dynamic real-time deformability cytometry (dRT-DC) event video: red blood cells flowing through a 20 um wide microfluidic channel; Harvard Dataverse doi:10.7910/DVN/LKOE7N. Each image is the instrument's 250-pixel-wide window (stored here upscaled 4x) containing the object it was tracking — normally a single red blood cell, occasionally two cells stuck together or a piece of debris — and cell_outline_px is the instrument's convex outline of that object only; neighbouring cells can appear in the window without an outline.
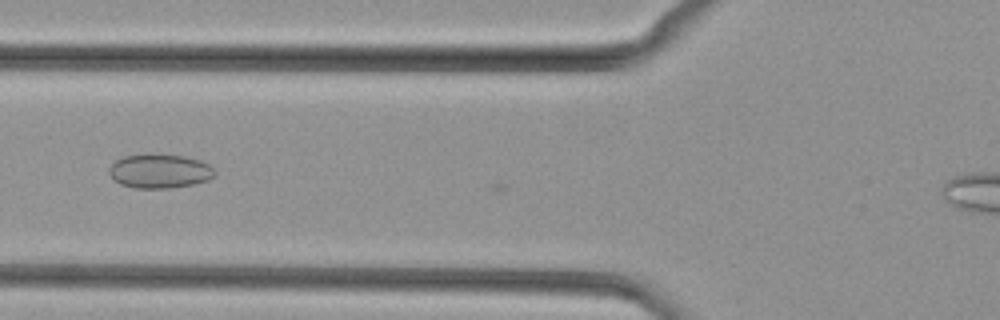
{"species": "common noctule bat (a hibernating species)", "species_latin": "Nyctalus noctula", "temperature_condition": "cold", "stored_images_in_passage": 5, "camera_frame_rate_fps": 3000, "um_per_image_px": 0.085, "animal": {"sex": "female", "body_mass_g": 29.2, "forearm_length_mm": 56.3}, "frame": {"image": 1, "passage_image": 3, "time_ms": 0.667, "image_size_px": [1000, 320], "cell_outline_px": [[216, 176], [208, 180], [192, 184], [168, 188], [136, 188], [120, 184], [108, 172], [108, 168], [116, 160], [124, 156], [144, 152], [184, 156], [200, 160], [208, 164], [216, 172]], "centroid_in_image_um": [13.57, 14.52], "position_along_channel_um": 112.2, "area_um2": 21.27}}